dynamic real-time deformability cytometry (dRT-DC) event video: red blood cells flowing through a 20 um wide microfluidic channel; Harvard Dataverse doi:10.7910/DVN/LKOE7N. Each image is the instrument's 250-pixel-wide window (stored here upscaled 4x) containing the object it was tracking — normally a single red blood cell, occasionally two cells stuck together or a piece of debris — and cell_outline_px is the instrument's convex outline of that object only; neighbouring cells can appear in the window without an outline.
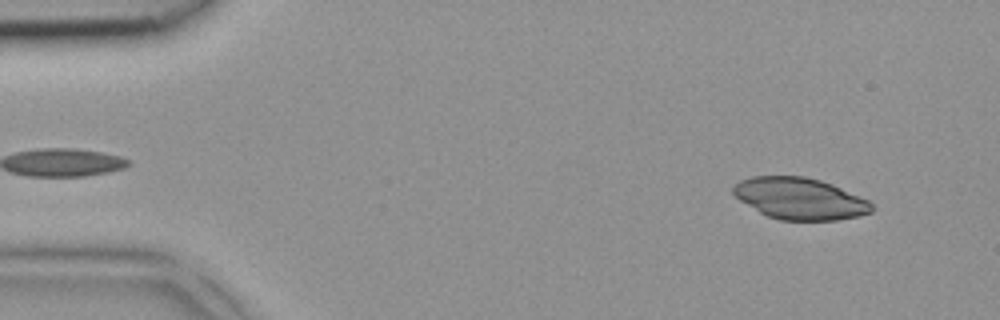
{"species": "common noctule bat (a hibernating species)", "species_latin": "Nyctalus noctula", "temperature_condition": "room temperature", "stored_images_in_passage": 4, "segment_of_instrument_passage": [2, 2], "camera_frame_rate_fps": 3000, "um_per_image_px": 0.085, "animal": {"sex": "female", "body_mass_g": 18.4}, "frame": {"image": 1, "passage_image": 4, "time_ms": 1.0, "image_size_px": [1000, 320], "cell_outline_px": [[872, 212], [856, 216], [836, 220], [780, 220], [768, 216], [760, 212], [740, 200], [732, 192], [732, 188], [740, 180], [752, 176], [804, 176], [820, 180], [832, 184], [868, 200], [872, 204]], "centroid_in_image_um": [67.97, 16.87], "position_along_channel_um": 17.0, "area_um2": 33.29}}